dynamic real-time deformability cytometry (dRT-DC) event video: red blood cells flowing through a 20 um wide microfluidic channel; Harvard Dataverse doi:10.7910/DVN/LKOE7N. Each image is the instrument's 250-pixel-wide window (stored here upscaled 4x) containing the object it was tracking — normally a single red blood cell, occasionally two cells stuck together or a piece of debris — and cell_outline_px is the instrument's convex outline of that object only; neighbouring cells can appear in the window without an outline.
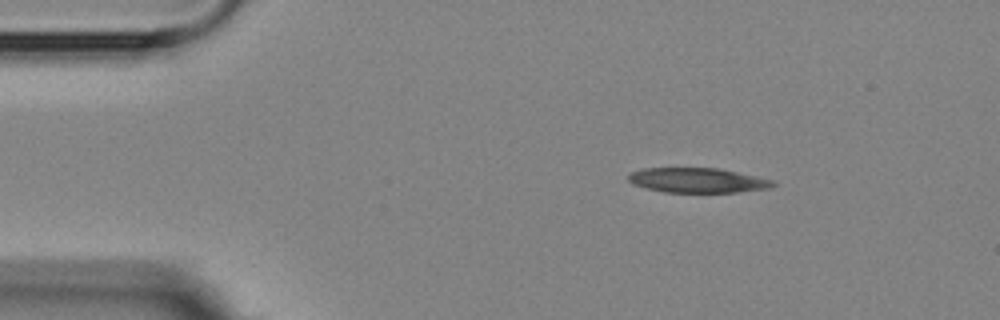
{"species": "Egyptian fruit bat (a non-hibernating species)", "species_latin": "Rousettus aegyptiacus", "temperature_condition": "room temperature", "stored_images_in_passage": 4, "segment_of_instrument_passage": [2, 2], "camera_frame_rate_fps": 3000, "um_per_image_px": 0.085, "animal": {"sex": "female"}, "frame": {"image": 1, "passage_image": 4, "time_ms": 5.0, "image_size_px": [1000, 320], "cell_outline_px": [[776, 184], [768, 188], [736, 192], [664, 192], [632, 184], [628, 180], [628, 176], [632, 172], [644, 168], [720, 168], [772, 180]], "centroid_in_image_um": [59.27, 15.32], "position_along_channel_um": 25.7, "area_um2": 20.63}}